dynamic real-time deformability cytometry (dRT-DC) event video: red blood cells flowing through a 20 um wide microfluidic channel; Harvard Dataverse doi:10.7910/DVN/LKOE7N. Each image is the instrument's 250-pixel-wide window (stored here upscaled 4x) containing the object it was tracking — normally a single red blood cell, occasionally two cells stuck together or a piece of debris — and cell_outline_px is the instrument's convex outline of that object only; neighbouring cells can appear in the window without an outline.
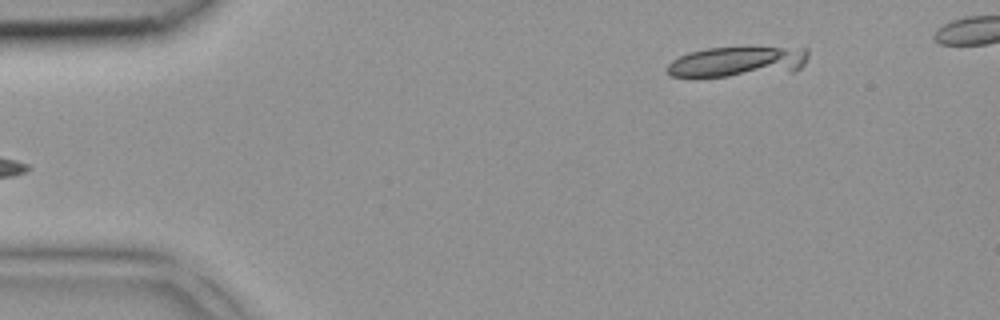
{"species": "common noctule bat (a hibernating species)", "species_latin": "Nyctalus noctula", "temperature_condition": "room temperature", "stored_images_in_passage": 4, "segment_of_instrument_passage": [2, 2], "camera_frame_rate_fps": 3000, "um_per_image_px": 0.085, "animal": {"sex": "female", "body_mass_g": 18.4}, "frame": {"image": 1, "passage_image": 4, "time_ms": 1.0, "image_size_px": [1000, 320], "cell_outline_px": [[808, 56], [804, 64], [800, 68], [792, 72], [728, 76], [672, 76], [664, 68], [672, 60], [688, 52], [708, 48], [808, 48]], "centroid_in_image_um": [62.7, 5.25], "position_along_channel_um": 22.3, "area_um2": 24.74}}